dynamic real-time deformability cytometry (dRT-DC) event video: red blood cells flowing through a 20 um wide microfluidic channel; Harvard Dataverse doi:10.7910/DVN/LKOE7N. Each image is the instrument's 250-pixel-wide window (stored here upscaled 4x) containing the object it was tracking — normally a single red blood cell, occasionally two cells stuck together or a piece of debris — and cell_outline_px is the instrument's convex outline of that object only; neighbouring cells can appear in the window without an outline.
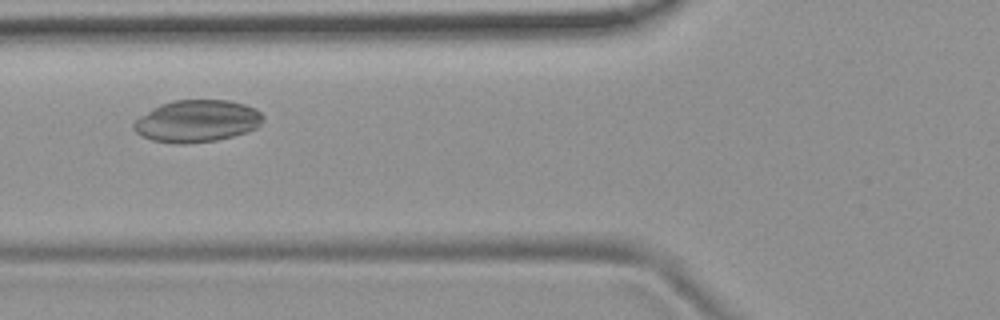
{"species": "common noctule bat (a hibernating species)", "species_latin": "Nyctalus noctula", "temperature_condition": "room temperature", "stored_images_in_passage": 46, "camera_frame_rate_fps": 3000, "um_per_image_px": 0.085, "animal": {"sex": "female", "body_mass_g": 19.9}, "frame": {"image": 1, "passage_image": 13, "time_ms": 4.0, "image_size_px": [1000, 320], "cell_outline_px": [[264, 116], [260, 124], [256, 128], [232, 136], [216, 140], [188, 144], [176, 144], [152, 140], [140, 136], [132, 128], [132, 124], [140, 116], [152, 108], [160, 104], [172, 100], [228, 100], [244, 104], [256, 108]], "centroid_in_image_um": [16.71, 10.29], "position_along_channel_um": 109.1, "area_um2": 31.85}}
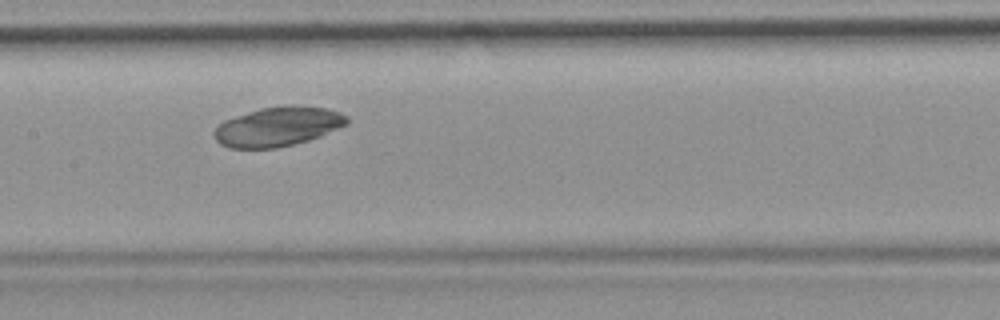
{"frame": {"image": 2, "passage_image": 19, "time_ms": 6.0, "image_size_px": [1000, 320], "cell_outline_px": [[348, 124], [308, 140], [276, 148], [228, 148], [220, 144], [216, 140], [212, 132], [224, 120], [260, 108], [288, 104], [292, 104], [328, 108], [340, 112], [348, 116]], "centroid_in_image_um": [23.62, 10.74], "position_along_channel_um": 183.8, "area_um2": 30.52}}
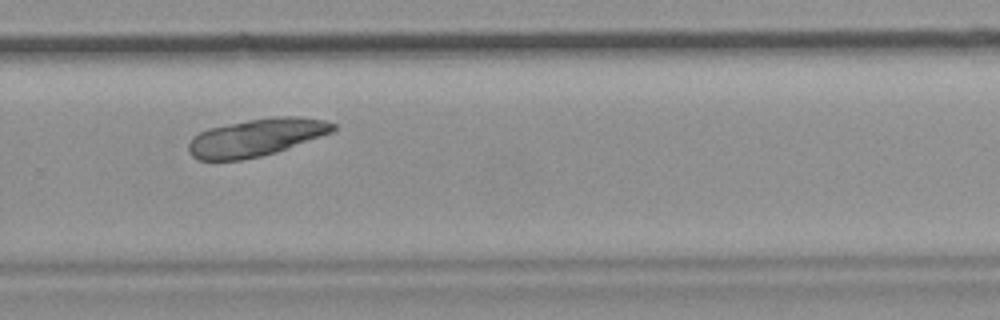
{"frame": {"image": 3, "passage_image": 29, "time_ms": 9.333, "image_size_px": [1000, 320], "cell_outline_px": [[336, 128], [332, 132], [276, 152], [260, 156], [240, 160], [196, 160], [188, 152], [188, 144], [192, 136], [208, 128], [248, 120], [272, 116], [304, 116], [324, 120], [336, 124]], "centroid_in_image_um": [21.76, 11.67], "position_along_channel_um": 308.0, "area_um2": 31.67}}